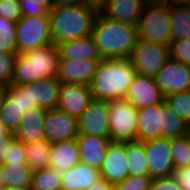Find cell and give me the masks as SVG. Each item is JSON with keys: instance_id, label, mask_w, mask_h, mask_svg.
Returning a JSON list of instances; mask_svg holds the SVG:
<instances>
[{"instance_id": "e0dca14e", "label": "cell", "mask_w": 190, "mask_h": 190, "mask_svg": "<svg viewBox=\"0 0 190 190\" xmlns=\"http://www.w3.org/2000/svg\"><path fill=\"white\" fill-rule=\"evenodd\" d=\"M101 60L60 59L58 79L61 83L89 85Z\"/></svg>"}, {"instance_id": "bcb514c9", "label": "cell", "mask_w": 190, "mask_h": 190, "mask_svg": "<svg viewBox=\"0 0 190 190\" xmlns=\"http://www.w3.org/2000/svg\"><path fill=\"white\" fill-rule=\"evenodd\" d=\"M53 3L54 6L55 5L71 6V5L84 4V0H53Z\"/></svg>"}, {"instance_id": "6da1fadb", "label": "cell", "mask_w": 190, "mask_h": 190, "mask_svg": "<svg viewBox=\"0 0 190 190\" xmlns=\"http://www.w3.org/2000/svg\"><path fill=\"white\" fill-rule=\"evenodd\" d=\"M91 35L102 59H128L138 39L137 26L109 19L100 11Z\"/></svg>"}, {"instance_id": "52a82bcc", "label": "cell", "mask_w": 190, "mask_h": 190, "mask_svg": "<svg viewBox=\"0 0 190 190\" xmlns=\"http://www.w3.org/2000/svg\"><path fill=\"white\" fill-rule=\"evenodd\" d=\"M169 58V46L138 37L128 60L138 74L154 78Z\"/></svg>"}, {"instance_id": "c3c4849f", "label": "cell", "mask_w": 190, "mask_h": 190, "mask_svg": "<svg viewBox=\"0 0 190 190\" xmlns=\"http://www.w3.org/2000/svg\"><path fill=\"white\" fill-rule=\"evenodd\" d=\"M13 134L6 129V126L0 119V136H12Z\"/></svg>"}, {"instance_id": "d590c367", "label": "cell", "mask_w": 190, "mask_h": 190, "mask_svg": "<svg viewBox=\"0 0 190 190\" xmlns=\"http://www.w3.org/2000/svg\"><path fill=\"white\" fill-rule=\"evenodd\" d=\"M150 175L127 176L123 181L114 184L115 190H149L152 182Z\"/></svg>"}, {"instance_id": "7402d4cb", "label": "cell", "mask_w": 190, "mask_h": 190, "mask_svg": "<svg viewBox=\"0 0 190 190\" xmlns=\"http://www.w3.org/2000/svg\"><path fill=\"white\" fill-rule=\"evenodd\" d=\"M49 167L54 168L60 175L80 163L77 139L51 143Z\"/></svg>"}, {"instance_id": "60d3db41", "label": "cell", "mask_w": 190, "mask_h": 190, "mask_svg": "<svg viewBox=\"0 0 190 190\" xmlns=\"http://www.w3.org/2000/svg\"><path fill=\"white\" fill-rule=\"evenodd\" d=\"M149 190H182L172 176L153 178Z\"/></svg>"}, {"instance_id": "f907efd6", "label": "cell", "mask_w": 190, "mask_h": 190, "mask_svg": "<svg viewBox=\"0 0 190 190\" xmlns=\"http://www.w3.org/2000/svg\"><path fill=\"white\" fill-rule=\"evenodd\" d=\"M0 190H5V184L2 176V164H0Z\"/></svg>"}, {"instance_id": "f546056e", "label": "cell", "mask_w": 190, "mask_h": 190, "mask_svg": "<svg viewBox=\"0 0 190 190\" xmlns=\"http://www.w3.org/2000/svg\"><path fill=\"white\" fill-rule=\"evenodd\" d=\"M50 147L46 139L25 144L27 163L33 171L49 167Z\"/></svg>"}, {"instance_id": "816d5d0a", "label": "cell", "mask_w": 190, "mask_h": 190, "mask_svg": "<svg viewBox=\"0 0 190 190\" xmlns=\"http://www.w3.org/2000/svg\"><path fill=\"white\" fill-rule=\"evenodd\" d=\"M176 4L190 5V0H176Z\"/></svg>"}, {"instance_id": "f35d334b", "label": "cell", "mask_w": 190, "mask_h": 190, "mask_svg": "<svg viewBox=\"0 0 190 190\" xmlns=\"http://www.w3.org/2000/svg\"><path fill=\"white\" fill-rule=\"evenodd\" d=\"M12 163H27L25 144L15 137L7 147L6 158L3 162V164Z\"/></svg>"}, {"instance_id": "7bdbcfd3", "label": "cell", "mask_w": 190, "mask_h": 190, "mask_svg": "<svg viewBox=\"0 0 190 190\" xmlns=\"http://www.w3.org/2000/svg\"><path fill=\"white\" fill-rule=\"evenodd\" d=\"M14 138L12 136H0V164H3L6 158L7 147L11 143V140Z\"/></svg>"}, {"instance_id": "83f0119b", "label": "cell", "mask_w": 190, "mask_h": 190, "mask_svg": "<svg viewBox=\"0 0 190 190\" xmlns=\"http://www.w3.org/2000/svg\"><path fill=\"white\" fill-rule=\"evenodd\" d=\"M159 111H162V137L171 139L188 134L190 126L172 111L165 100L159 104Z\"/></svg>"}, {"instance_id": "d4e9b609", "label": "cell", "mask_w": 190, "mask_h": 190, "mask_svg": "<svg viewBox=\"0 0 190 190\" xmlns=\"http://www.w3.org/2000/svg\"><path fill=\"white\" fill-rule=\"evenodd\" d=\"M162 138V111L159 104L138 109V140Z\"/></svg>"}, {"instance_id": "5bb4252c", "label": "cell", "mask_w": 190, "mask_h": 190, "mask_svg": "<svg viewBox=\"0 0 190 190\" xmlns=\"http://www.w3.org/2000/svg\"><path fill=\"white\" fill-rule=\"evenodd\" d=\"M125 99L136 108L160 104L165 100L161 89L153 77L136 74L129 86Z\"/></svg>"}, {"instance_id": "7c38bea8", "label": "cell", "mask_w": 190, "mask_h": 190, "mask_svg": "<svg viewBox=\"0 0 190 190\" xmlns=\"http://www.w3.org/2000/svg\"><path fill=\"white\" fill-rule=\"evenodd\" d=\"M154 79L165 97L190 90V66L169 58Z\"/></svg>"}, {"instance_id": "277c9868", "label": "cell", "mask_w": 190, "mask_h": 190, "mask_svg": "<svg viewBox=\"0 0 190 190\" xmlns=\"http://www.w3.org/2000/svg\"><path fill=\"white\" fill-rule=\"evenodd\" d=\"M60 55L53 43L18 54L11 85L58 77Z\"/></svg>"}, {"instance_id": "9a60e30c", "label": "cell", "mask_w": 190, "mask_h": 190, "mask_svg": "<svg viewBox=\"0 0 190 190\" xmlns=\"http://www.w3.org/2000/svg\"><path fill=\"white\" fill-rule=\"evenodd\" d=\"M93 99L89 85L61 83L57 109L78 119Z\"/></svg>"}, {"instance_id": "7dc6e473", "label": "cell", "mask_w": 190, "mask_h": 190, "mask_svg": "<svg viewBox=\"0 0 190 190\" xmlns=\"http://www.w3.org/2000/svg\"><path fill=\"white\" fill-rule=\"evenodd\" d=\"M176 3V0H154V5L171 6Z\"/></svg>"}, {"instance_id": "74e56055", "label": "cell", "mask_w": 190, "mask_h": 190, "mask_svg": "<svg viewBox=\"0 0 190 190\" xmlns=\"http://www.w3.org/2000/svg\"><path fill=\"white\" fill-rule=\"evenodd\" d=\"M170 58L190 66V38L172 40L169 44Z\"/></svg>"}, {"instance_id": "44dd1931", "label": "cell", "mask_w": 190, "mask_h": 190, "mask_svg": "<svg viewBox=\"0 0 190 190\" xmlns=\"http://www.w3.org/2000/svg\"><path fill=\"white\" fill-rule=\"evenodd\" d=\"M45 115L46 109L41 107H34L26 111L14 137L24 144L46 139L44 134Z\"/></svg>"}, {"instance_id": "2e32d148", "label": "cell", "mask_w": 190, "mask_h": 190, "mask_svg": "<svg viewBox=\"0 0 190 190\" xmlns=\"http://www.w3.org/2000/svg\"><path fill=\"white\" fill-rule=\"evenodd\" d=\"M100 173L102 179L112 184L123 181L128 176V157L125 152V141H111L109 143Z\"/></svg>"}, {"instance_id": "681fc988", "label": "cell", "mask_w": 190, "mask_h": 190, "mask_svg": "<svg viewBox=\"0 0 190 190\" xmlns=\"http://www.w3.org/2000/svg\"><path fill=\"white\" fill-rule=\"evenodd\" d=\"M5 190H33L31 186L26 187H6Z\"/></svg>"}, {"instance_id": "8fae6325", "label": "cell", "mask_w": 190, "mask_h": 190, "mask_svg": "<svg viewBox=\"0 0 190 190\" xmlns=\"http://www.w3.org/2000/svg\"><path fill=\"white\" fill-rule=\"evenodd\" d=\"M79 134L110 138L109 101L93 99L78 118Z\"/></svg>"}, {"instance_id": "4316f807", "label": "cell", "mask_w": 190, "mask_h": 190, "mask_svg": "<svg viewBox=\"0 0 190 190\" xmlns=\"http://www.w3.org/2000/svg\"><path fill=\"white\" fill-rule=\"evenodd\" d=\"M172 40L190 38V5L173 4L168 6Z\"/></svg>"}, {"instance_id": "ac0fdd59", "label": "cell", "mask_w": 190, "mask_h": 190, "mask_svg": "<svg viewBox=\"0 0 190 190\" xmlns=\"http://www.w3.org/2000/svg\"><path fill=\"white\" fill-rule=\"evenodd\" d=\"M21 86L24 89H29L31 106L45 108L46 110L57 108L61 88V82L57 77L28 82Z\"/></svg>"}, {"instance_id": "5b68a950", "label": "cell", "mask_w": 190, "mask_h": 190, "mask_svg": "<svg viewBox=\"0 0 190 190\" xmlns=\"http://www.w3.org/2000/svg\"><path fill=\"white\" fill-rule=\"evenodd\" d=\"M137 31L142 39L169 46L172 33L168 6L146 4Z\"/></svg>"}, {"instance_id": "9c48e42d", "label": "cell", "mask_w": 190, "mask_h": 190, "mask_svg": "<svg viewBox=\"0 0 190 190\" xmlns=\"http://www.w3.org/2000/svg\"><path fill=\"white\" fill-rule=\"evenodd\" d=\"M37 106H31L29 89L21 85L5 86L0 104V119L6 129L15 134L26 111Z\"/></svg>"}, {"instance_id": "ba28073f", "label": "cell", "mask_w": 190, "mask_h": 190, "mask_svg": "<svg viewBox=\"0 0 190 190\" xmlns=\"http://www.w3.org/2000/svg\"><path fill=\"white\" fill-rule=\"evenodd\" d=\"M16 31L18 54L53 44L49 16H22Z\"/></svg>"}, {"instance_id": "d6986e66", "label": "cell", "mask_w": 190, "mask_h": 190, "mask_svg": "<svg viewBox=\"0 0 190 190\" xmlns=\"http://www.w3.org/2000/svg\"><path fill=\"white\" fill-rule=\"evenodd\" d=\"M80 163L95 167L100 170L107 148L111 142L110 138L89 134H78Z\"/></svg>"}, {"instance_id": "cb8c5ba5", "label": "cell", "mask_w": 190, "mask_h": 190, "mask_svg": "<svg viewBox=\"0 0 190 190\" xmlns=\"http://www.w3.org/2000/svg\"><path fill=\"white\" fill-rule=\"evenodd\" d=\"M60 59L102 60L92 35L57 45Z\"/></svg>"}, {"instance_id": "ab89813d", "label": "cell", "mask_w": 190, "mask_h": 190, "mask_svg": "<svg viewBox=\"0 0 190 190\" xmlns=\"http://www.w3.org/2000/svg\"><path fill=\"white\" fill-rule=\"evenodd\" d=\"M0 16L18 22L22 15L19 0H0Z\"/></svg>"}, {"instance_id": "7a4b0ae2", "label": "cell", "mask_w": 190, "mask_h": 190, "mask_svg": "<svg viewBox=\"0 0 190 190\" xmlns=\"http://www.w3.org/2000/svg\"><path fill=\"white\" fill-rule=\"evenodd\" d=\"M98 10L89 5H55L49 11L53 43L80 39L91 34Z\"/></svg>"}, {"instance_id": "ee69618b", "label": "cell", "mask_w": 190, "mask_h": 190, "mask_svg": "<svg viewBox=\"0 0 190 190\" xmlns=\"http://www.w3.org/2000/svg\"><path fill=\"white\" fill-rule=\"evenodd\" d=\"M87 190H115V189H114V184L107 182L105 179H101L97 183L93 184Z\"/></svg>"}, {"instance_id": "836d02e7", "label": "cell", "mask_w": 190, "mask_h": 190, "mask_svg": "<svg viewBox=\"0 0 190 190\" xmlns=\"http://www.w3.org/2000/svg\"><path fill=\"white\" fill-rule=\"evenodd\" d=\"M165 101L190 126V90L169 94Z\"/></svg>"}, {"instance_id": "1f68e13d", "label": "cell", "mask_w": 190, "mask_h": 190, "mask_svg": "<svg viewBox=\"0 0 190 190\" xmlns=\"http://www.w3.org/2000/svg\"><path fill=\"white\" fill-rule=\"evenodd\" d=\"M0 52L18 54L16 22L0 16Z\"/></svg>"}, {"instance_id": "3957f363", "label": "cell", "mask_w": 190, "mask_h": 190, "mask_svg": "<svg viewBox=\"0 0 190 190\" xmlns=\"http://www.w3.org/2000/svg\"><path fill=\"white\" fill-rule=\"evenodd\" d=\"M137 71L128 59H102L89 84L94 99H125Z\"/></svg>"}, {"instance_id": "30bf717a", "label": "cell", "mask_w": 190, "mask_h": 190, "mask_svg": "<svg viewBox=\"0 0 190 190\" xmlns=\"http://www.w3.org/2000/svg\"><path fill=\"white\" fill-rule=\"evenodd\" d=\"M149 175L152 178L172 176L175 166L170 139L157 138L144 141Z\"/></svg>"}, {"instance_id": "8992f818", "label": "cell", "mask_w": 190, "mask_h": 190, "mask_svg": "<svg viewBox=\"0 0 190 190\" xmlns=\"http://www.w3.org/2000/svg\"><path fill=\"white\" fill-rule=\"evenodd\" d=\"M109 128L111 141L138 139V109L126 99L109 101Z\"/></svg>"}, {"instance_id": "db71d44e", "label": "cell", "mask_w": 190, "mask_h": 190, "mask_svg": "<svg viewBox=\"0 0 190 190\" xmlns=\"http://www.w3.org/2000/svg\"><path fill=\"white\" fill-rule=\"evenodd\" d=\"M146 4H154V0H143Z\"/></svg>"}, {"instance_id": "b9f144b4", "label": "cell", "mask_w": 190, "mask_h": 190, "mask_svg": "<svg viewBox=\"0 0 190 190\" xmlns=\"http://www.w3.org/2000/svg\"><path fill=\"white\" fill-rule=\"evenodd\" d=\"M173 177L182 190H190V166L175 169Z\"/></svg>"}, {"instance_id": "484cf974", "label": "cell", "mask_w": 190, "mask_h": 190, "mask_svg": "<svg viewBox=\"0 0 190 190\" xmlns=\"http://www.w3.org/2000/svg\"><path fill=\"white\" fill-rule=\"evenodd\" d=\"M125 152L128 157V175H149L144 141H125Z\"/></svg>"}, {"instance_id": "f5cc1de1", "label": "cell", "mask_w": 190, "mask_h": 190, "mask_svg": "<svg viewBox=\"0 0 190 190\" xmlns=\"http://www.w3.org/2000/svg\"><path fill=\"white\" fill-rule=\"evenodd\" d=\"M4 89H5V85L0 82V98H3Z\"/></svg>"}, {"instance_id": "8d00e7d4", "label": "cell", "mask_w": 190, "mask_h": 190, "mask_svg": "<svg viewBox=\"0 0 190 190\" xmlns=\"http://www.w3.org/2000/svg\"><path fill=\"white\" fill-rule=\"evenodd\" d=\"M18 54L0 52V82L11 85Z\"/></svg>"}, {"instance_id": "d6a6232c", "label": "cell", "mask_w": 190, "mask_h": 190, "mask_svg": "<svg viewBox=\"0 0 190 190\" xmlns=\"http://www.w3.org/2000/svg\"><path fill=\"white\" fill-rule=\"evenodd\" d=\"M175 169L190 166V135L170 139Z\"/></svg>"}, {"instance_id": "e575fe53", "label": "cell", "mask_w": 190, "mask_h": 190, "mask_svg": "<svg viewBox=\"0 0 190 190\" xmlns=\"http://www.w3.org/2000/svg\"><path fill=\"white\" fill-rule=\"evenodd\" d=\"M23 16H49L53 0H19Z\"/></svg>"}, {"instance_id": "4fadbf2b", "label": "cell", "mask_w": 190, "mask_h": 190, "mask_svg": "<svg viewBox=\"0 0 190 190\" xmlns=\"http://www.w3.org/2000/svg\"><path fill=\"white\" fill-rule=\"evenodd\" d=\"M44 134L50 143L75 139L79 134L78 119L57 108L47 109Z\"/></svg>"}, {"instance_id": "f1b7e54d", "label": "cell", "mask_w": 190, "mask_h": 190, "mask_svg": "<svg viewBox=\"0 0 190 190\" xmlns=\"http://www.w3.org/2000/svg\"><path fill=\"white\" fill-rule=\"evenodd\" d=\"M33 172L28 163L2 164L5 188L31 186Z\"/></svg>"}, {"instance_id": "4dcf8cb0", "label": "cell", "mask_w": 190, "mask_h": 190, "mask_svg": "<svg viewBox=\"0 0 190 190\" xmlns=\"http://www.w3.org/2000/svg\"><path fill=\"white\" fill-rule=\"evenodd\" d=\"M33 190H62L61 175L51 167L33 172Z\"/></svg>"}, {"instance_id": "f6af8a7d", "label": "cell", "mask_w": 190, "mask_h": 190, "mask_svg": "<svg viewBox=\"0 0 190 190\" xmlns=\"http://www.w3.org/2000/svg\"><path fill=\"white\" fill-rule=\"evenodd\" d=\"M107 0H84L85 5H89L94 7L98 11H100L106 4Z\"/></svg>"}, {"instance_id": "ffe728a7", "label": "cell", "mask_w": 190, "mask_h": 190, "mask_svg": "<svg viewBox=\"0 0 190 190\" xmlns=\"http://www.w3.org/2000/svg\"><path fill=\"white\" fill-rule=\"evenodd\" d=\"M145 5L143 0H107L100 12L109 19L137 26Z\"/></svg>"}, {"instance_id": "603a6c76", "label": "cell", "mask_w": 190, "mask_h": 190, "mask_svg": "<svg viewBox=\"0 0 190 190\" xmlns=\"http://www.w3.org/2000/svg\"><path fill=\"white\" fill-rule=\"evenodd\" d=\"M101 179L99 169L78 163L61 175L62 190H87Z\"/></svg>"}]
</instances>
